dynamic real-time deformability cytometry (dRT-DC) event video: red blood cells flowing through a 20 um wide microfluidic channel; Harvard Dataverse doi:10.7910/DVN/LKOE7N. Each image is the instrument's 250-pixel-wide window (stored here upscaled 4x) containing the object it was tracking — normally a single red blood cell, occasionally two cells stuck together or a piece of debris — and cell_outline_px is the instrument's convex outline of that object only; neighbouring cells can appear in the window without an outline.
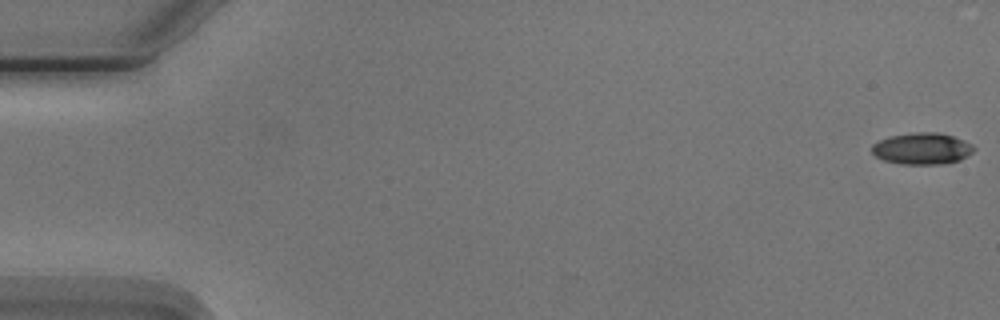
{"species": "Egyptian fruit bat (a non-hibernating species)", "species_latin": "Rousettus aegyptiacus", "temperature_condition": "cold", "stored_images_in_passage": 6, "camera_frame_rate_fps": 3000, "um_per_image_px": 0.085, "animal": {"sex": "male"}, "frame": {"image": 1, "passage_image": 1, "time_ms": 0.0, "image_size_px": [1000, 320], "cell_outline_px": [[976, 148], [972, 152], [960, 160], [940, 164], [900, 164], [884, 160], [876, 156], [872, 152], [872, 144], [880, 140], [892, 136], [916, 132], [936, 132], [952, 136], [972, 144]], "centroid_in_image_um": [78.38, 12.63], "position_along_channel_um": 6.6, "area_um2": 18.55}}
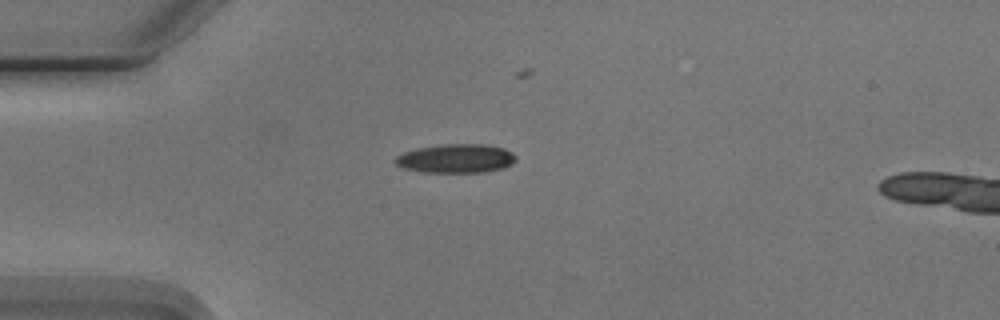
{"frame": {"image": 2, "passage_image": 5, "time_ms": 4.667, "image_size_px": [1000, 320], "cell_outline_px": [[516, 160], [512, 164], [504, 168], [484, 172], [420, 172], [404, 168], [396, 164], [392, 160], [396, 156], [404, 152], [420, 148], [440, 144], [488, 144], [504, 148], [512, 152], [516, 156]], "centroid_in_image_um": [38.78, 13.47], "position_along_channel_um": 46.2, "area_um2": 20.46}}